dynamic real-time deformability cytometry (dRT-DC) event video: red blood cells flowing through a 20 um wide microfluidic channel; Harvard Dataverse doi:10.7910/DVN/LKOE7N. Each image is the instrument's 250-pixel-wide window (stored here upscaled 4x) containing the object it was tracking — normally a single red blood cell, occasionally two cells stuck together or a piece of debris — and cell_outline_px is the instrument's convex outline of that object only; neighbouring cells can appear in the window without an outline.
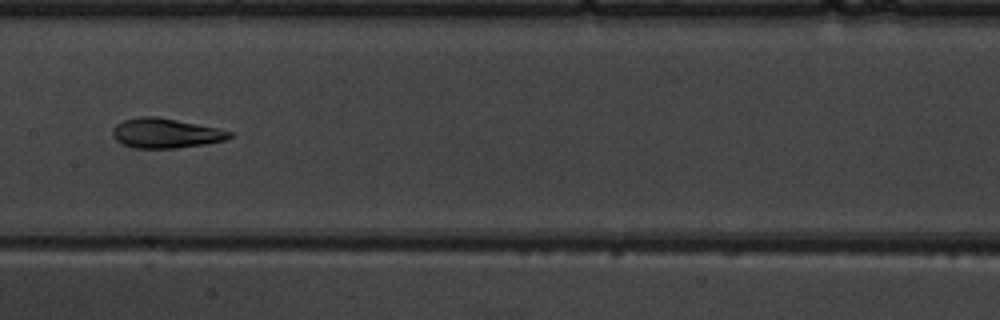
{"species": "common noctule bat (a hibernating species)", "species_latin": "Nyctalus noctula", "temperature_condition": "warm", "stored_images_in_passage": 7, "camera_frame_rate_fps": 3000, "um_per_image_px": 0.085, "animal": {"sex": "male", "body_mass_g": 19.5, "forearm_length_mm": 54.6}, "frame": {"image": 1, "passage_image": 7, "time_ms": 7.0, "image_size_px": [1000, 320], "cell_outline_px": [[232, 136], [224, 140], [204, 144], [176, 148], [132, 148], [120, 144], [112, 136], [112, 128], [116, 124], [124, 120], [140, 116], [156, 116], [216, 128], [232, 132]], "centroid_in_image_um": [14.0, 11.33], "position_along_channel_um": 193.4, "area_um2": 20.17}}